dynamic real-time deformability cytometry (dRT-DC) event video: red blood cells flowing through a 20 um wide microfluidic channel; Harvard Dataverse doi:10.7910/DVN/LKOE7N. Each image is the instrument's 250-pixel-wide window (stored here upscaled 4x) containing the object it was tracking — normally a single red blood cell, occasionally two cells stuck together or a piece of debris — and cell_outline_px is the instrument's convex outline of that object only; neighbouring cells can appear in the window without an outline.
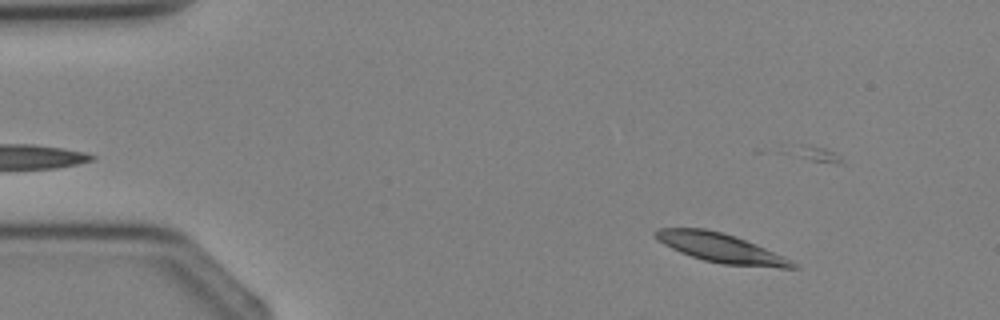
{"species": "Egyptian fruit bat (a non-hibernating species)", "species_latin": "Rousettus aegyptiacus", "temperature_condition": "cold", "stored_images_in_passage": 4, "camera_frame_rate_fps": 3000, "um_per_image_px": 0.085, "animal": {"sex": "female"}, "frame": {"image": 1, "passage_image": 1, "time_ms": 0.0, "image_size_px": [1000, 320], "cell_outline_px": [[800, 268], [780, 268], [720, 264], [704, 260], [680, 252], [664, 244], [652, 232], [656, 228], [704, 228], [720, 232], [744, 240], [784, 256], [792, 260]], "centroid_in_image_um": [61.28, 21.09], "position_along_channel_um": 23.7, "area_um2": 22.95}}